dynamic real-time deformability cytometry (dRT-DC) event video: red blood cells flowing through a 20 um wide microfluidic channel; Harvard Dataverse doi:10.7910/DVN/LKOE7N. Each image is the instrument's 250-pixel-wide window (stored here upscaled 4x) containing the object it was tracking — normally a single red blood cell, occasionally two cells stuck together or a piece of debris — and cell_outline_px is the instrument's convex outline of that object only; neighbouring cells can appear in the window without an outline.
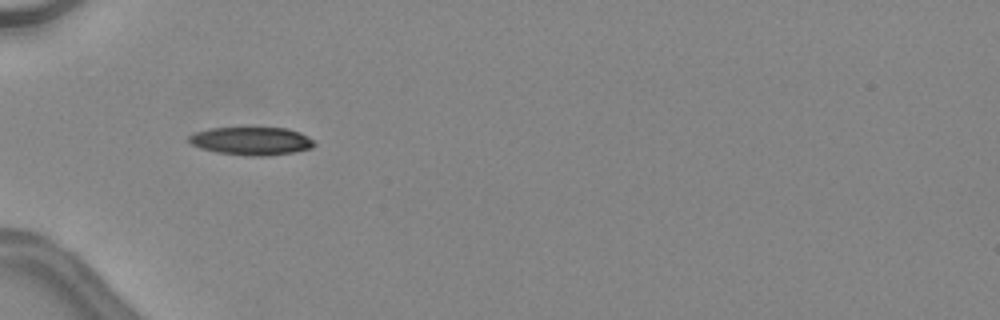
{"species": "common noctule bat (a hibernating species)", "species_latin": "Nyctalus noctula", "temperature_condition": "warm", "stored_images_in_passage": 31, "camera_frame_rate_fps": 3000, "um_per_image_px": 0.085, "animal": {"sex": "female", "body_mass_g": 24.6, "forearm_length_mm": 56.2}, "frame": {"image": 1, "passage_image": 1, "time_ms": 0.0, "image_size_px": [1000, 320], "cell_outline_px": [[316, 144], [312, 148], [292, 152], [268, 156], [248, 156], [216, 152], [200, 148], [192, 144], [188, 140], [188, 136], [196, 132], [212, 128], [288, 128], [300, 132], [308, 136]], "centroid_in_image_um": [21.39, 11.99], "position_along_channel_um": 63.6, "area_um2": 20.46}}
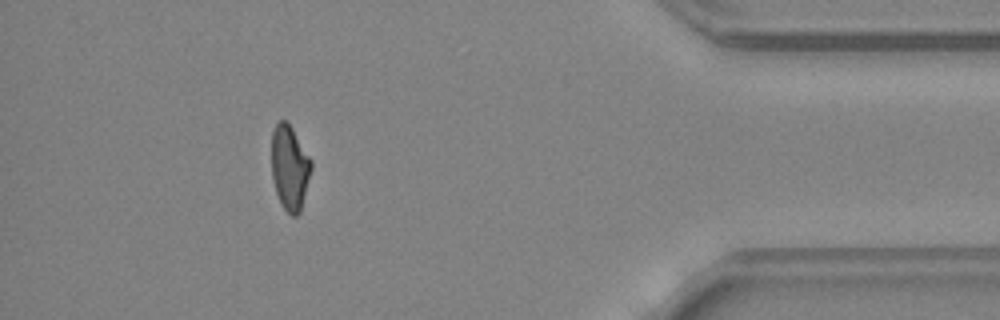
{"frame": {"image": 2, "passage_image": 27, "time_ms": 8.667, "image_size_px": [1000, 320], "cell_outline_px": [[312, 168], [300, 212], [296, 216], [292, 216], [280, 204], [276, 192], [272, 176], [272, 132], [276, 124], [280, 120], [288, 120], [312, 160]], "centroid_in_image_um": [24.63, 14.22], "position_along_channel_um": 410.6, "area_um2": 19.71}, "authors_computed_cell_mechanics": {"area_um2": 20.519, "velocity_mm_per_s": 4.5559, "shape_relaxation_time_tau1_ms": null, "shape_relaxation_time_tau2_ms": 4.95, "deformation_change_tau1": null, "deformation_change_tau2": 0.1447}}